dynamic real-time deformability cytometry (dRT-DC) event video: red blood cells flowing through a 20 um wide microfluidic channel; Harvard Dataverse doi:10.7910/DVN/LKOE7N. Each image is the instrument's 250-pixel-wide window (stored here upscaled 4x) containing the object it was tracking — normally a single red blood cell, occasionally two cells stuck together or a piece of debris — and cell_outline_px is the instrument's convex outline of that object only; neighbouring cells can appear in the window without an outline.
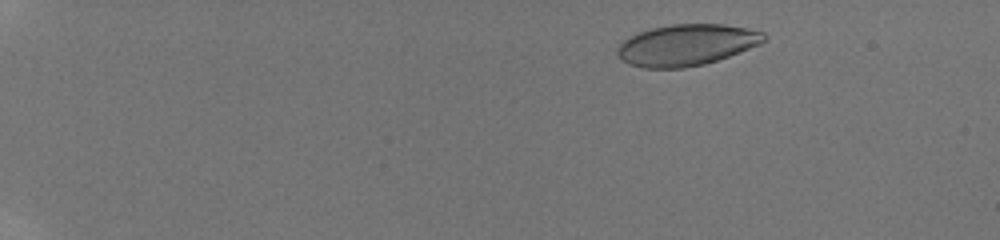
{"species": "human", "species_latin": "Homo sapiens", "temperature_condition": "room temperature", "stored_images_in_passage": 26, "camera_frame_rate_fps": 3000, "um_per_image_px": 0.085, "donor": {"sex": "male"}, "frame": {"image": 1, "passage_image": 7, "time_ms": 2.0, "image_size_px": [1000, 240], "cell_outline_px": [[764, 40], [760, 44], [740, 52], [704, 64], [684, 68], [644, 68], [628, 64], [620, 60], [616, 52], [616, 48], [624, 40], [636, 32], [648, 28], [672, 24], [724, 24], [748, 28], [764, 32]], "centroid_in_image_um": [58.3, 3.82], "position_along_channel_um": 26.7, "area_um2": 35.49}}
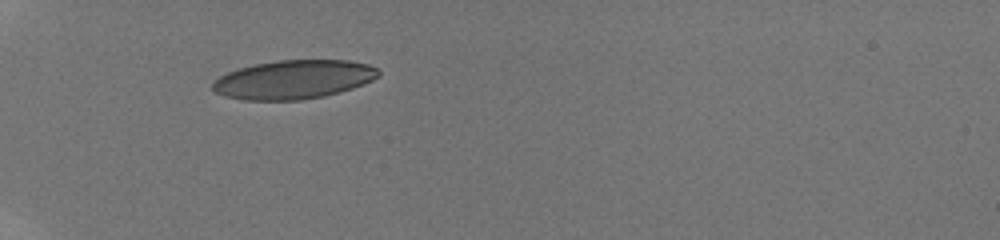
{"frame": {"image": 2, "passage_image": 19, "time_ms": 5.667, "image_size_px": [1000, 240], "cell_outline_px": [[380, 76], [372, 80], [352, 88], [340, 92], [324, 96], [300, 100], [244, 100], [224, 96], [216, 92], [212, 88], [212, 84], [220, 76], [228, 72], [240, 68], [256, 64], [276, 60], [348, 60], [368, 64], [376, 68], [380, 72]], "centroid_in_image_um": [24.97, 6.76], "position_along_channel_um": 60.0, "area_um2": 37.4}}
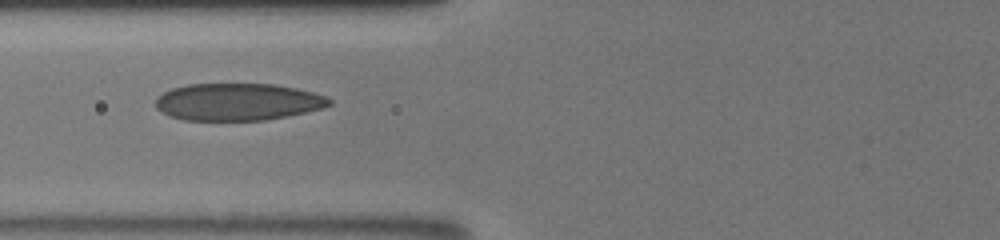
{"frame": {"image": 3, "passage_image": 25, "time_ms": 7.333, "image_size_px": [1000, 240], "cell_outline_px": [[332, 104], [320, 108], [288, 116], [264, 120], [184, 120], [168, 116], [160, 112], [156, 108], [156, 96], [172, 88], [188, 84], [276, 84], [296, 88], [328, 96], [332, 100]], "centroid_in_image_um": [20.18, 8.66], "position_along_channel_um": 105.6, "area_um2": 37.8}}